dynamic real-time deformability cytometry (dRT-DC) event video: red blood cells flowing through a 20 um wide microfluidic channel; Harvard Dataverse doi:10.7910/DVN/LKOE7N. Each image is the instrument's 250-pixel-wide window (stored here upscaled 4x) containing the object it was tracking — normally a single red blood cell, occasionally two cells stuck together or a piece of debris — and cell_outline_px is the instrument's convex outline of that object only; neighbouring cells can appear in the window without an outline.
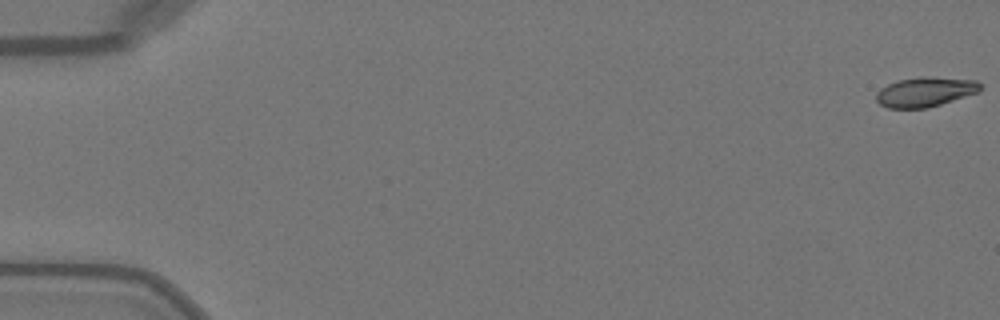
{"species": "Egyptian fruit bat (a non-hibernating species)", "species_latin": "Rousettus aegyptiacus", "temperature_condition": "warm", "stored_images_in_passage": 51, "camera_frame_rate_fps": 3000, "um_per_image_px": 0.085, "animal": {"sex": "female"}, "frame": {"image": 1, "passage_image": 1, "time_ms": 0.0, "image_size_px": [1000, 320], "cell_outline_px": [[980, 92], [928, 108], [888, 108], [880, 104], [876, 100], [876, 92], [880, 88], [896, 80], [920, 76], [976, 80], [980, 84]], "centroid_in_image_um": [78.62, 7.81], "position_along_channel_um": 6.4, "area_um2": 18.09}}
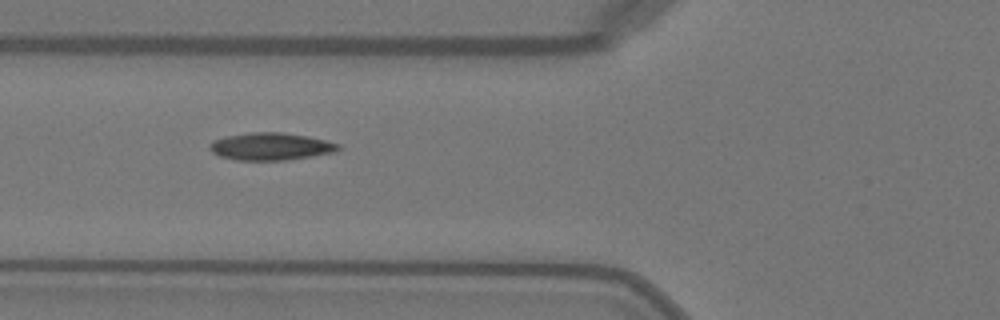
{"frame": {"image": 2, "passage_image": 20, "time_ms": 6.333, "image_size_px": [1000, 320], "cell_outline_px": [[340, 148], [332, 152], [284, 160], [236, 160], [220, 156], [212, 152], [208, 148], [208, 144], [216, 140], [228, 136], [252, 132], [284, 132], [308, 136], [340, 144]], "centroid_in_image_um": [22.98, 12.44], "position_along_channel_um": 102.8, "area_um2": 20.23}}
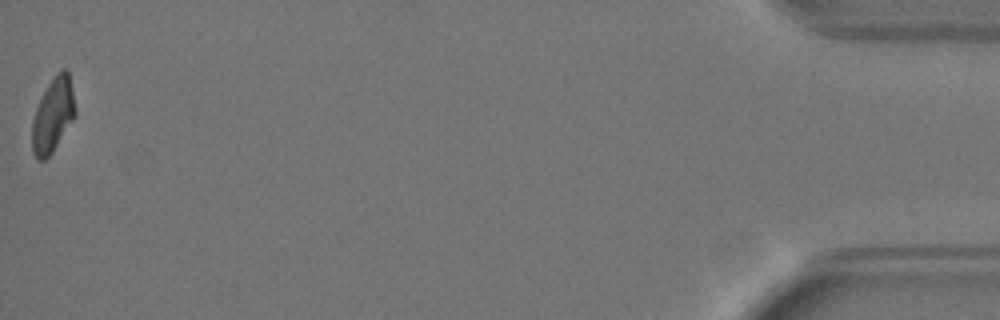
{"frame": {"image": 3, "passage_image": 51, "time_ms": 16.667, "image_size_px": [1000, 320], "cell_outline_px": [[76, 116], [52, 152], [44, 160], [36, 160], [32, 152], [32, 120], [36, 108], [48, 84], [56, 72], [60, 68], [64, 68], [68, 72], [76, 108]], "centroid_in_image_um": [4.5, 9.79], "position_along_channel_um": 430.7, "area_um2": 18.67}, "authors_computed_cell_mechanics": {"area_um2": 19.4786, "velocity_mm_per_s": 4.0827, "shape_relaxation_time_tau1_ms": 5.4096, "shape_relaxation_time_tau2_ms": 1.9297, "deformation_change_tau1": 0.2031, "deformation_change_tau2": 0.0676}}